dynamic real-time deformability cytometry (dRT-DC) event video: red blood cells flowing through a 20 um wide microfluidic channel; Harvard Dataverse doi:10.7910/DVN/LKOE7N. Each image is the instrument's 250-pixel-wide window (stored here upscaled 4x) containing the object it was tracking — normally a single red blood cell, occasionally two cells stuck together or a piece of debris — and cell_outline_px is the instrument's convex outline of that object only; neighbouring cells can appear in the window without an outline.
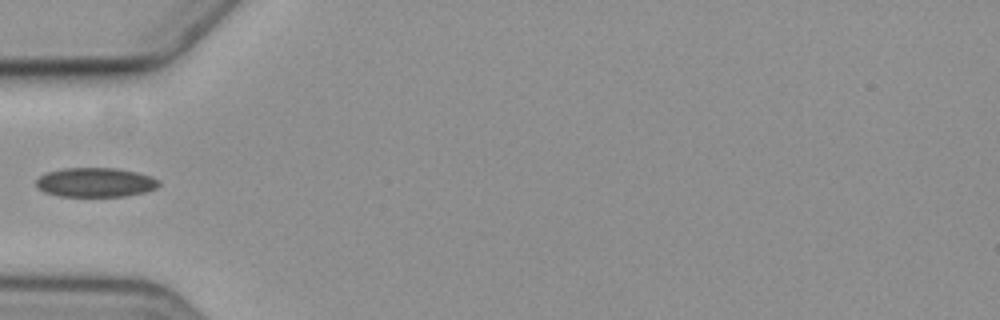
{"species": "common noctule bat (a hibernating species)", "species_latin": "Nyctalus noctula", "temperature_condition": "cold", "stored_images_in_passage": 6, "camera_frame_rate_fps": 3000, "um_per_image_px": 0.085, "animal": {"sex": "female", "body_mass_g": 19.3, "forearm_length_mm": 54.1}, "frame": {"image": 1, "passage_image": 6, "time_ms": 6.0, "image_size_px": [1000, 320], "cell_outline_px": [[160, 184], [156, 188], [144, 192], [124, 196], [60, 196], [44, 192], [36, 184], [36, 180], [40, 176], [48, 172], [64, 168], [116, 168], [136, 172], [152, 176], [160, 180]], "centroid_in_image_um": [8.14, 15.5], "position_along_channel_um": 76.9, "area_um2": 20.87}}